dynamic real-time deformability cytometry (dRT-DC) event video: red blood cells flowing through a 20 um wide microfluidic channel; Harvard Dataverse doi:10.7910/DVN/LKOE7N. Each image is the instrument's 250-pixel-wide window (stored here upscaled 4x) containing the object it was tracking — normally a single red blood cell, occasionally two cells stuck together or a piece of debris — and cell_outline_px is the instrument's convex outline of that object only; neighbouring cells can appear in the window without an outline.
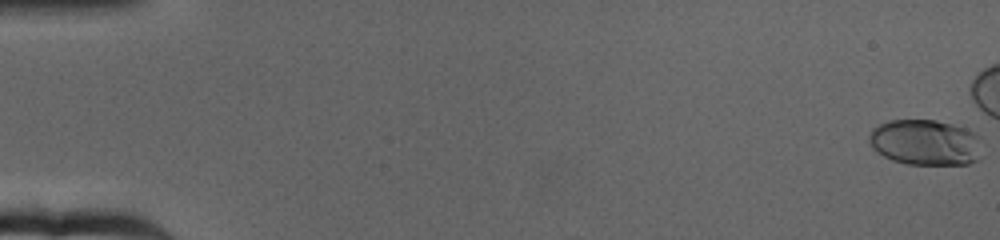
{"species": "human", "species_latin": "Homo sapiens", "temperature_condition": "cold", "stored_images_in_passage": 55, "camera_frame_rate_fps": 3000, "um_per_image_px": 0.085, "donor": {"sex": "female"}, "frame": {"image": 1, "passage_image": 1, "time_ms": 0.0, "image_size_px": [1000, 240], "cell_outline_px": [[980, 160], [968, 164], [908, 164], [892, 160], [884, 156], [872, 148], [868, 140], [868, 136], [872, 128], [888, 120], [936, 120], [952, 124], [976, 132], [980, 136]], "centroid_in_image_um": [78.66, 12.1], "position_along_channel_um": 6.3, "area_um2": 30.4}}
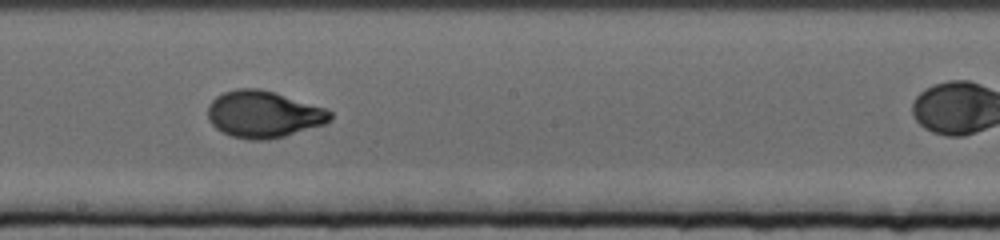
{"frame": {"image": 2, "passage_image": 38, "time_ms": 12.333, "image_size_px": [1000, 240], "cell_outline_px": [[332, 120], [324, 124], [284, 136], [268, 140], [248, 140], [232, 136], [216, 128], [208, 120], [208, 104], [216, 96], [224, 92], [236, 88], [260, 88], [276, 92], [328, 108], [332, 112]], "centroid_in_image_um": [22.42, 9.7], "position_along_channel_um": 225.8, "area_um2": 33.76}}
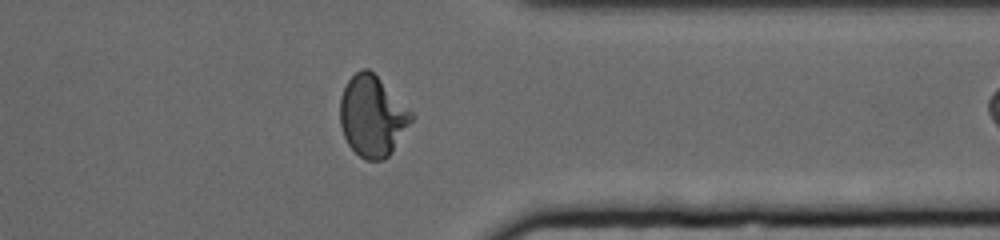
{"frame": {"image": 3, "passage_image": 53, "time_ms": 17.333, "image_size_px": [1000, 240], "cell_outline_px": [[416, 116], [392, 152], [384, 160], [364, 160], [348, 144], [344, 136], [340, 124], [340, 100], [344, 88], [348, 80], [360, 68], [368, 68]], "centroid_in_image_um": [31.65, 9.89], "position_along_channel_um": 379.7, "area_um2": 33.35}}